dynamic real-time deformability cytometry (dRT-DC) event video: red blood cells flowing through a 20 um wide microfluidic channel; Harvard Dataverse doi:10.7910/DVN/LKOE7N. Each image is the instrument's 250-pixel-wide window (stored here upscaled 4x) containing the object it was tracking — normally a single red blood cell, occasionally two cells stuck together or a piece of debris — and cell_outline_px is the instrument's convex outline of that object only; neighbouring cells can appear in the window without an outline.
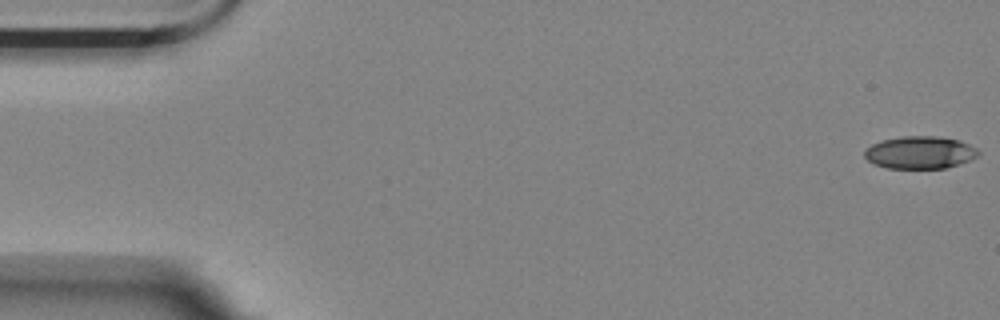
{"species": "Egyptian fruit bat (a non-hibernating species)", "species_latin": "Rousettus aegyptiacus", "temperature_condition": "room temperature", "stored_images_in_passage": 6, "camera_frame_rate_fps": 3000, "um_per_image_px": 0.085, "animal": {"sex": "female"}, "frame": {"image": 1, "passage_image": 1, "time_ms": 0.0, "image_size_px": [1000, 320], "cell_outline_px": [[980, 152], [976, 156], [968, 160], [944, 168], [888, 168], [876, 164], [868, 160], [864, 156], [864, 148], [872, 144], [884, 140], [904, 136], [932, 136], [960, 140], [976, 148]], "centroid_in_image_um": [78.16, 12.95], "position_along_channel_um": 6.8, "area_um2": 21.21}}